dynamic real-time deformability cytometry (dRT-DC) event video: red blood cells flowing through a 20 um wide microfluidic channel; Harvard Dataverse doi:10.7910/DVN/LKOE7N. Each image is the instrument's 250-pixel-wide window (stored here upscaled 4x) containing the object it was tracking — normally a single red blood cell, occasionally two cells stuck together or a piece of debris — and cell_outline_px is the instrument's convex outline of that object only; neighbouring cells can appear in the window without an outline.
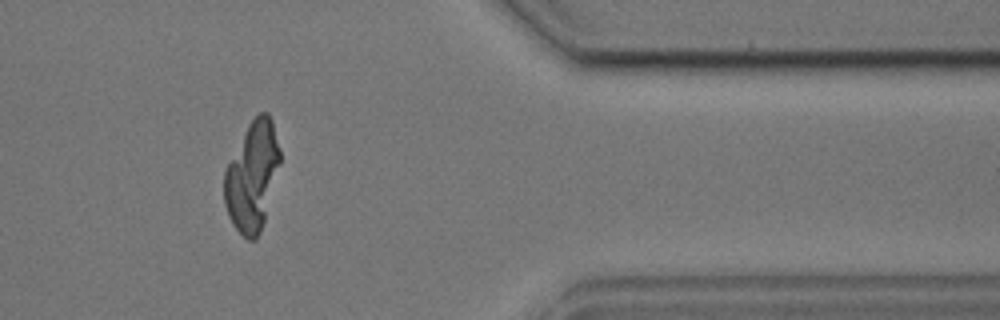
{"species": "common noctule bat (a hibernating species)", "species_latin": "Nyctalus noctula", "temperature_condition": "cold", "stored_images_in_passage": 55, "camera_frame_rate_fps": 3000, "um_per_image_px": 0.085, "animal": {"sex": "male", "body_mass_g": 17.9, "forearm_length_mm": 54.2}, "frame": {"image": 1, "passage_image": 46, "time_ms": 15.0, "image_size_px": [1000, 320], "cell_outline_px": [[280, 164], [264, 220], [260, 232], [256, 240], [248, 240], [232, 224], [228, 216], [224, 204], [224, 172], [248, 124], [260, 112], [268, 112], [272, 120], [280, 148]], "centroid_in_image_um": [21.44, 14.98], "position_along_channel_um": 390.0, "area_um2": 35.2}}